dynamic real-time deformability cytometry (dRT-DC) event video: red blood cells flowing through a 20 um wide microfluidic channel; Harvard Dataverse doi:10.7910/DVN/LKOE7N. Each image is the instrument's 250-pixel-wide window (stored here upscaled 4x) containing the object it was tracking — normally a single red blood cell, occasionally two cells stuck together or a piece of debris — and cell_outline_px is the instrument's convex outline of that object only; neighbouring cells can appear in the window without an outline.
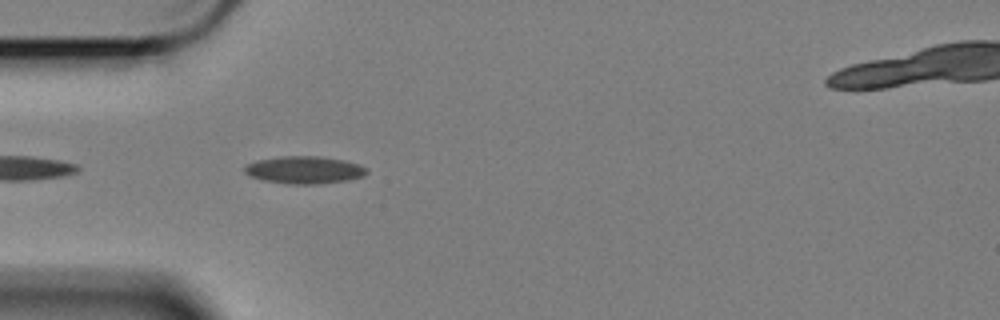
{"species": "Egyptian fruit bat (a non-hibernating species)", "species_latin": "Rousettus aegyptiacus", "temperature_condition": "cold", "stored_images_in_passage": 17, "camera_frame_rate_fps": 3000, "um_per_image_px": 0.085, "animal": {"sex": "female"}, "frame": {"image": 1, "passage_image": 3, "time_ms": 0.667, "image_size_px": [1000, 320], "cell_outline_px": [[368, 172], [364, 176], [348, 180], [316, 184], [288, 184], [264, 180], [252, 176], [244, 172], [244, 168], [248, 164], [260, 160], [284, 156], [316, 156], [344, 160], [356, 164], [364, 168]], "centroid_in_image_um": [25.88, 14.45], "position_along_channel_um": 59.1, "area_um2": 19.13}}